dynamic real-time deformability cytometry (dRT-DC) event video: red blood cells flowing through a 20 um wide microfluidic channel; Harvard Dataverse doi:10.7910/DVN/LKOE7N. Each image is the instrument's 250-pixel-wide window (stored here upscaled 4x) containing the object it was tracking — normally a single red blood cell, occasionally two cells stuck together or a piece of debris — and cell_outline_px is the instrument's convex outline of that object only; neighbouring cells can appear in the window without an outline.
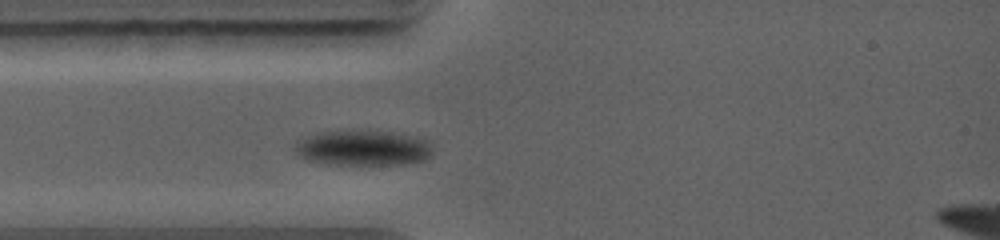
{"species": "common noctule bat (a hibernating species)", "species_latin": "Nyctalus noctula", "temperature_condition": "warm", "stored_images_in_passage": 2, "camera_frame_rate_fps": 5000, "um_per_image_px": 0.085, "animal": {"sex": "female", "body_mass_g": 19.0, "forearm_length_mm": 56.7}, "frame": {"image": 1, "passage_image": 2, "time_ms": 1.0, "image_size_px": [1000, 240], "cell_outline_px": [[432, 152], [424, 160], [408, 164], [328, 164], [304, 160], [300, 156], [296, 148], [308, 136], [316, 132], [360, 128], [392, 132], [416, 136], [428, 140], [432, 148]], "centroid_in_image_um": [30.92, 12.54], "position_along_channel_um": 54.1, "area_um2": 28.78}}